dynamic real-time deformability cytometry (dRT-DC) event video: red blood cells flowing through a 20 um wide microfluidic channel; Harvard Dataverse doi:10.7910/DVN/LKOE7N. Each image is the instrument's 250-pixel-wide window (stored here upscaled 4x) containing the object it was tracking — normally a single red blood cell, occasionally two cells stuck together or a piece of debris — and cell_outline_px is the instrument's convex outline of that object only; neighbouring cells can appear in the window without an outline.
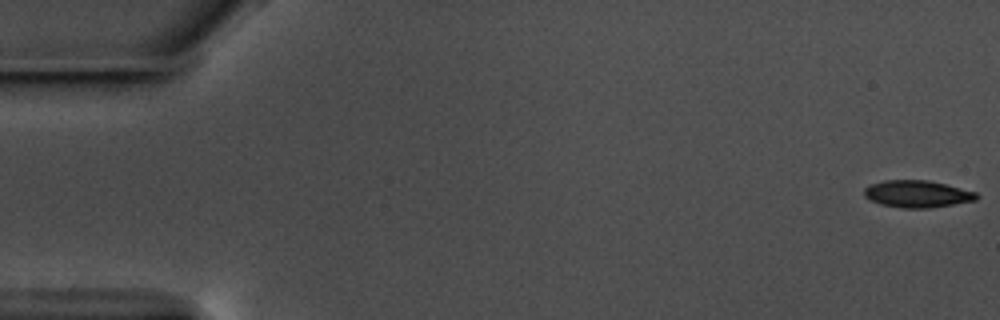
{"species": "common noctule bat (a hibernating species)", "species_latin": "Nyctalus noctula", "temperature_condition": "warm", "stored_images_in_passage": 58, "camera_frame_rate_fps": 3000, "um_per_image_px": 0.085, "animal": {"sex": "male", "body_mass_g": 17.5, "forearm_length_mm": 52.3}, "frame": {"image": 1, "passage_image": 1, "time_ms": 0.0, "image_size_px": [1000, 320], "cell_outline_px": [[980, 196], [976, 200], [928, 208], [900, 208], [880, 204], [864, 196], [864, 188], [872, 184], [884, 180], [928, 180], [976, 192]], "centroid_in_image_um": [77.95, 16.48], "position_along_channel_um": 7.0, "area_um2": 17.57}}
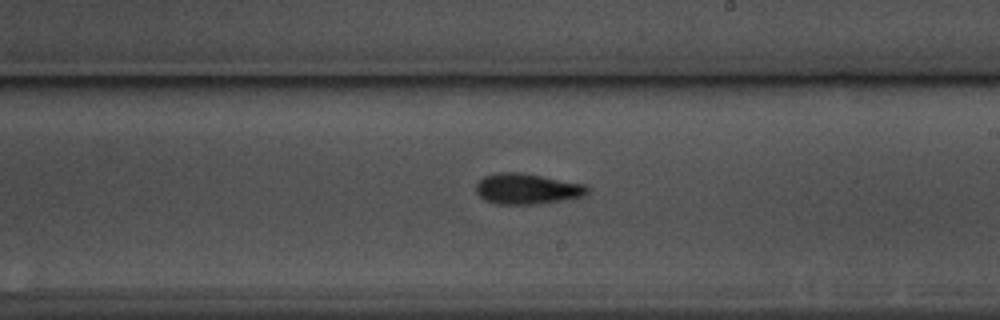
{"frame": {"image": 2, "passage_image": 34, "time_ms": 11.0, "image_size_px": [1000, 320], "cell_outline_px": [[588, 192], [584, 196], [536, 204], [496, 204], [484, 200], [476, 192], [476, 184], [484, 176], [496, 172], [520, 172], [584, 184], [588, 188]], "centroid_in_image_um": [44.75, 16.05], "position_along_channel_um": 244.2, "area_um2": 19.77}}
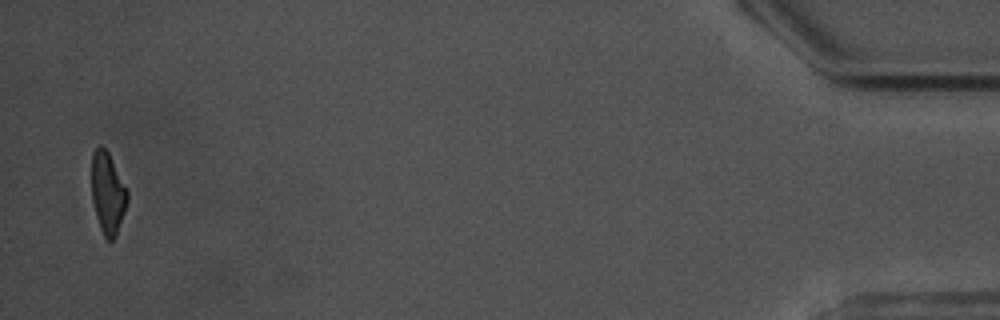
{"frame": {"image": 3, "passage_image": 57, "time_ms": 18.667, "image_size_px": [1000, 320], "cell_outline_px": [[128, 200], [116, 236], [112, 240], [108, 240], [104, 236], [100, 228], [92, 200], [92, 152], [100, 144], [108, 152], [128, 192]], "centroid_in_image_um": [9.15, 16.41], "position_along_channel_um": 426.1, "area_um2": 16.7}, "authors_computed_cell_mechanics": {"area_um2": 18.5538, "velocity_mm_per_s": 3.549, "shape_relaxation_time_tau1_ms": 3.1352, "shape_relaxation_time_tau2_ms": 1.9012, "deformation_change_tau1": 0.1386, "deformation_change_tau2": 0.0855}}